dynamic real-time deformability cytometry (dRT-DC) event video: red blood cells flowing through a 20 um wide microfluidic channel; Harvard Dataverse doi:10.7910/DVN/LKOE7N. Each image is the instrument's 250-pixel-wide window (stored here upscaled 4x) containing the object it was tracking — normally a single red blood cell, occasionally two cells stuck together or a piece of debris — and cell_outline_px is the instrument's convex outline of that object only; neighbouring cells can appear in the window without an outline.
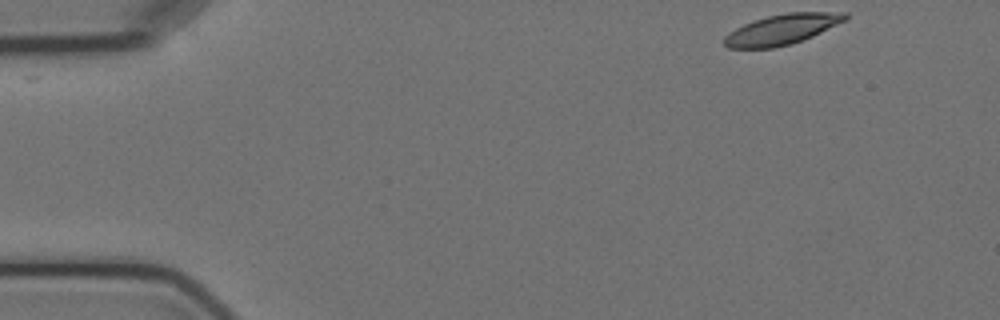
{"species": "Egyptian fruit bat (a non-hibernating species)", "species_latin": "Rousettus aegyptiacus", "temperature_condition": "cold", "stored_images_in_passage": 4, "camera_frame_rate_fps": 3000, "um_per_image_px": 0.085, "animal": {"sex": "female"}, "frame": {"image": 1, "passage_image": 1, "time_ms": 0.0, "image_size_px": [1000, 320], "cell_outline_px": [[848, 20], [812, 36], [792, 44], [772, 48], [728, 48], [724, 44], [724, 36], [728, 32], [744, 24], [768, 16], [788, 12], [848, 12]], "centroid_in_image_um": [66.5, 2.49], "position_along_channel_um": 18.5, "area_um2": 21.39}}
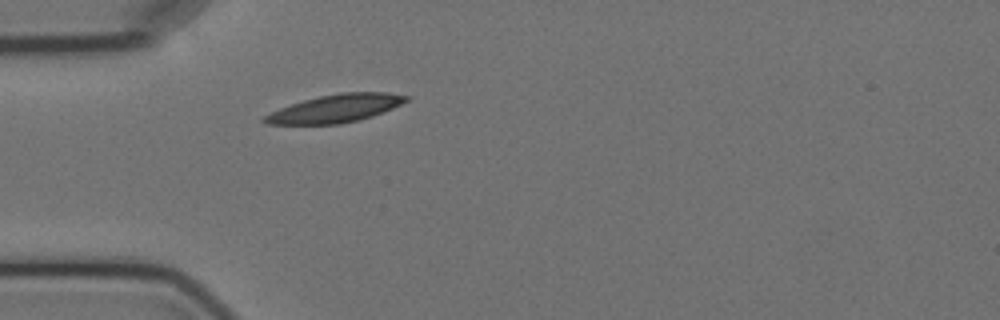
{"frame": {"image": 2, "passage_image": 4, "time_ms": 3.667, "image_size_px": [1000, 320], "cell_outline_px": [[412, 96], [408, 100], [392, 108], [372, 116], [360, 120], [340, 124], [268, 124], [260, 120], [264, 116], [280, 108], [304, 100], [320, 96], [340, 92], [388, 92]], "centroid_in_image_um": [28.55, 9.21], "position_along_channel_um": 56.5, "area_um2": 22.95}}